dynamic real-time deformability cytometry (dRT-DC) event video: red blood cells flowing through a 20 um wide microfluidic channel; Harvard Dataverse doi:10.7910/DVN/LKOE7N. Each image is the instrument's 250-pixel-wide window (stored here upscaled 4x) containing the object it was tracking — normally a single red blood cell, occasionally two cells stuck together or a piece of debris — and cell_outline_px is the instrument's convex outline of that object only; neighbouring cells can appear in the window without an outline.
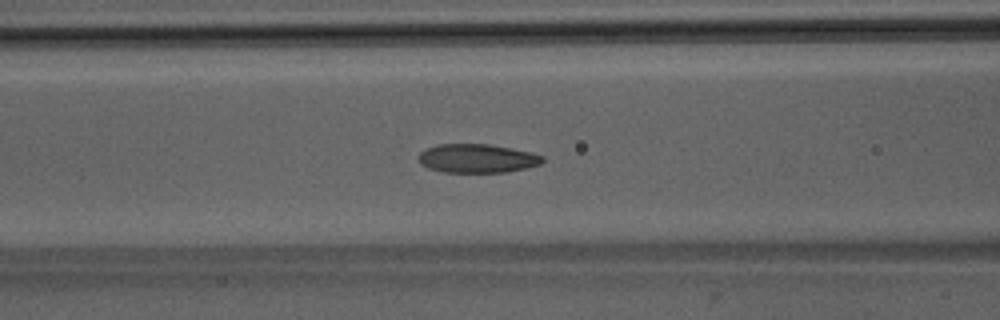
{"species": "Egyptian fruit bat (a non-hibernating species)", "species_latin": "Rousettus aegyptiacus", "temperature_condition": "room temperature", "stored_images_in_passage": 51, "camera_frame_rate_fps": 3000, "um_per_image_px": 0.085, "animal": {"sex": "male"}, "frame": {"image": 1, "passage_image": 21, "time_ms": 6.667, "image_size_px": [1000, 320], "cell_outline_px": [[544, 160], [540, 164], [524, 168], [504, 172], [444, 172], [428, 168], [420, 164], [416, 156], [420, 152], [436, 144], [488, 144], [512, 148], [544, 156]], "centroid_in_image_um": [40.5, 13.46], "position_along_channel_um": 126.1, "area_um2": 20.75}}
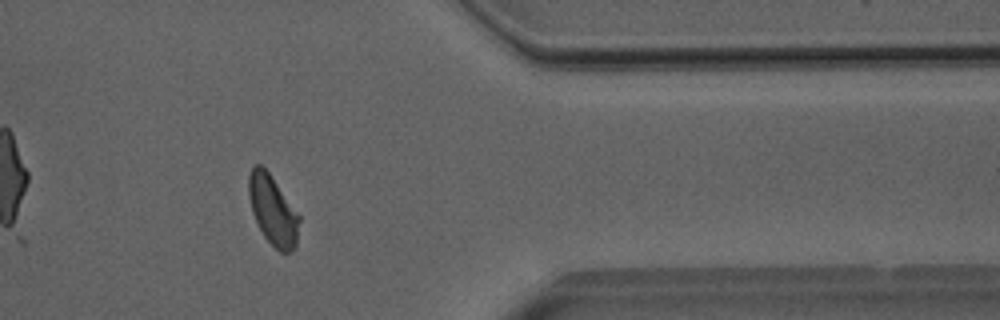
{"frame": {"image": 2, "passage_image": 42, "time_ms": 13.667, "image_size_px": [1000, 320], "cell_outline_px": [[300, 220], [296, 248], [288, 252], [280, 252], [264, 236], [252, 212], [248, 196], [248, 176], [252, 164], [260, 164], [268, 172], [300, 216]], "centroid_in_image_um": [23.18, 17.86], "position_along_channel_um": 388.2, "area_um2": 20.35}}
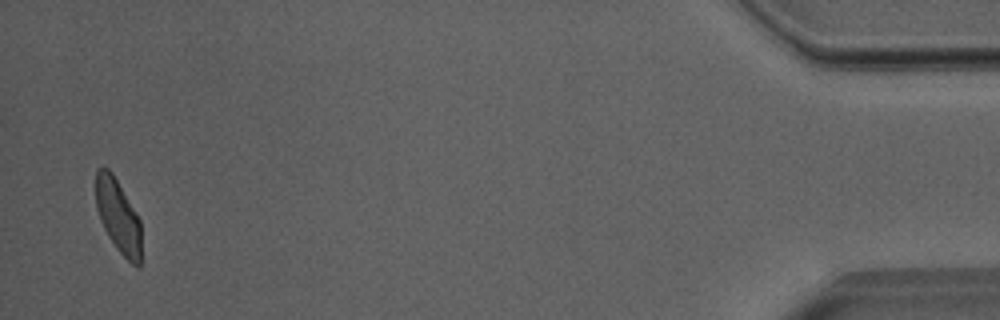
{"frame": {"image": 3, "passage_image": 50, "time_ms": 16.333, "image_size_px": [1000, 320], "cell_outline_px": [[140, 268], [136, 268], [116, 248], [108, 236], [100, 220], [96, 208], [96, 168], [108, 168], [112, 172], [136, 212], [140, 220]], "centroid_in_image_um": [10.03, 18.37], "position_along_channel_um": 425.2, "area_um2": 19.36}, "authors_computed_cell_mechanics": {"area_um2": 21.3282, "velocity_mm_per_s": 3.9836, "shape_relaxation_time_tau1_ms": 3.0936, "shape_relaxation_time_tau2_ms": 1.1882, "deformation_change_tau1": 0.117, "deformation_change_tau2": 0.06}}